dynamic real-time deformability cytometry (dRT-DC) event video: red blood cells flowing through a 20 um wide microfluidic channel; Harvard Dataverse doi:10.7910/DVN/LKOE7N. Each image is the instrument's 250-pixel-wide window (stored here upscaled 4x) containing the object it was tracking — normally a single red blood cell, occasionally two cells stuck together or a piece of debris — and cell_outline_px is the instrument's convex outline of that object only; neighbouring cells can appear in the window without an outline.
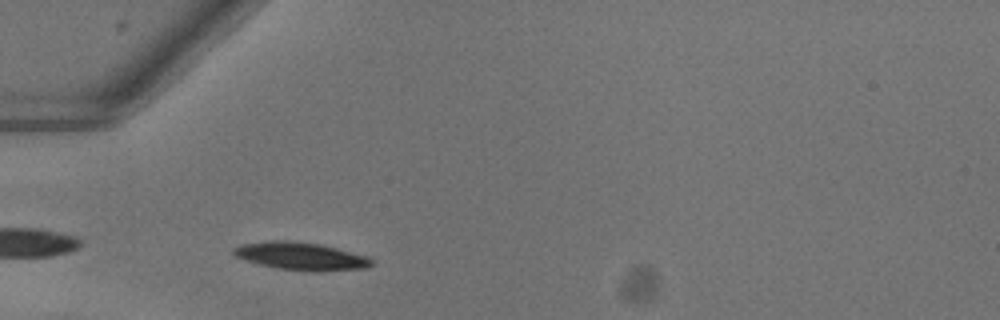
{"species": "common noctule bat (a hibernating species)", "species_latin": "Nyctalus noctula", "temperature_condition": "warm", "stored_images_in_passage": 37, "camera_frame_rate_fps": 3000, "um_per_image_px": 0.085, "animal": {"sex": "female"}, "frame": {"image": 1, "passage_image": 2, "time_ms": 0.333, "image_size_px": [1000, 320], "cell_outline_px": [[372, 264], [364, 268], [276, 268], [260, 264], [232, 256], [232, 248], [240, 244], [272, 240], [284, 240], [320, 244], [368, 256], [372, 260]], "centroid_in_image_um": [25.43, 21.7], "position_along_channel_um": 59.6, "area_um2": 21.04}}
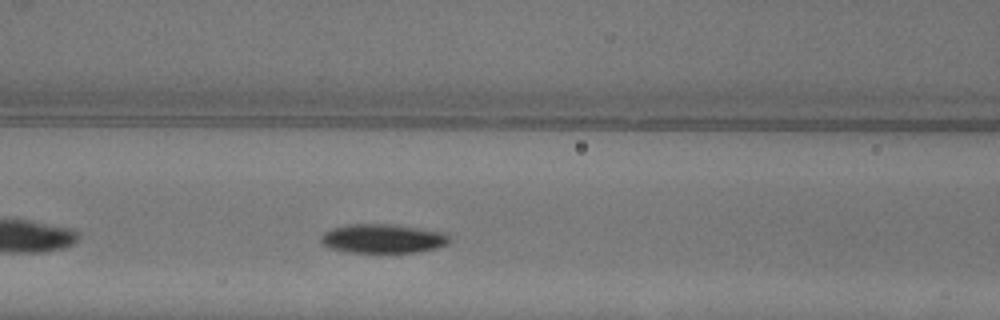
{"frame": {"image": 2, "passage_image": 8, "time_ms": 2.333, "image_size_px": [1000, 320], "cell_outline_px": [[452, 240], [448, 244], [436, 248], [416, 252], [348, 252], [328, 248], [320, 244], [320, 236], [324, 232], [332, 228], [348, 224], [392, 224], [448, 232]], "centroid_in_image_um": [32.56, 20.27], "position_along_channel_um": 134.0, "area_um2": 22.14}}
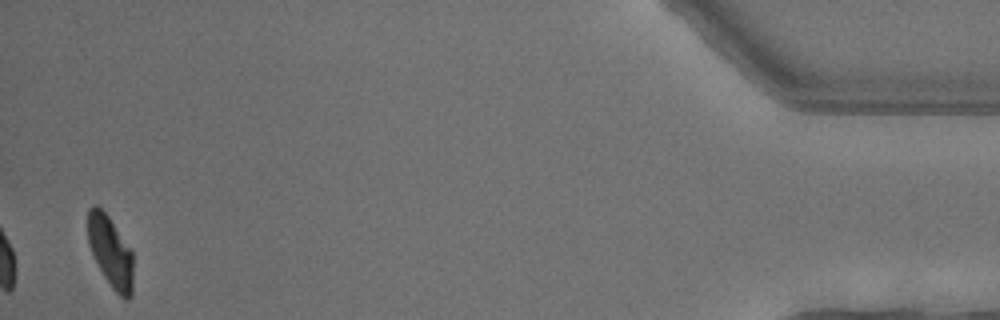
{"frame": {"image": 3, "passage_image": 36, "time_ms": 11.667, "image_size_px": [1000, 320], "cell_outline_px": [[132, 296], [128, 300], [124, 300], [112, 288], [104, 276], [88, 244], [88, 208], [96, 204], [108, 216], [132, 252]], "centroid_in_image_um": [9.39, 21.42], "position_along_channel_um": 425.8, "area_um2": 18.44}, "authors_computed_cell_mechanics": {"area_um2": 21.1548, "velocity_mm_per_s": 4.0437, "shape_relaxation_time_tau1_ms": 2.603, "shape_relaxation_time_tau2_ms": null, "deformation_change_tau1": 0.1529, "deformation_change_tau2": null}}